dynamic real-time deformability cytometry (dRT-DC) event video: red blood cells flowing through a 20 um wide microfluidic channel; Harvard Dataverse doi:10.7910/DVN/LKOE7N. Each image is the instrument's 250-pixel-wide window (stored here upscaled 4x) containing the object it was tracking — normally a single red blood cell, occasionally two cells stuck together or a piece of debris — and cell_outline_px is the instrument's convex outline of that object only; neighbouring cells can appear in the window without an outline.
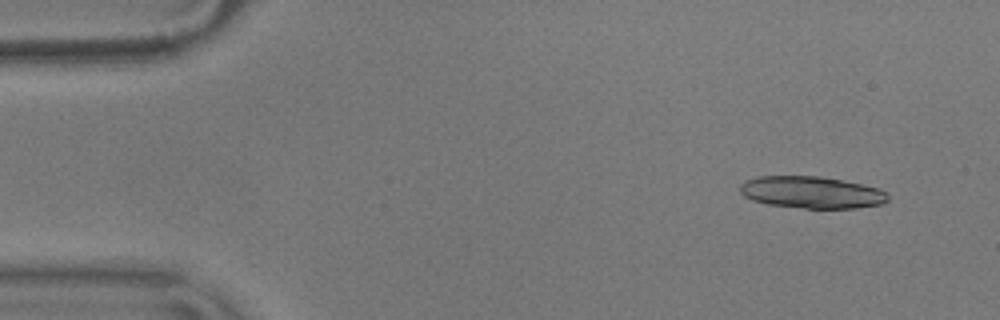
{"species": "common noctule bat (a hibernating species)", "species_latin": "Nyctalus noctula", "temperature_condition": "warm", "stored_images_in_passage": 52, "camera_frame_rate_fps": 3000, "um_per_image_px": 0.085, "animal": {"sex": "male", "body_mass_g": 17.9}, "frame": {"image": 1, "passage_image": 2, "time_ms": 0.333, "image_size_px": [1000, 320], "cell_outline_px": [[888, 200], [884, 204], [856, 208], [804, 208], [768, 204], [752, 200], [744, 196], [740, 192], [740, 184], [744, 180], [760, 176], [820, 176], [880, 188], [888, 192]], "centroid_in_image_um": [69.0, 16.35], "position_along_channel_um": 16.0, "area_um2": 27.63}}
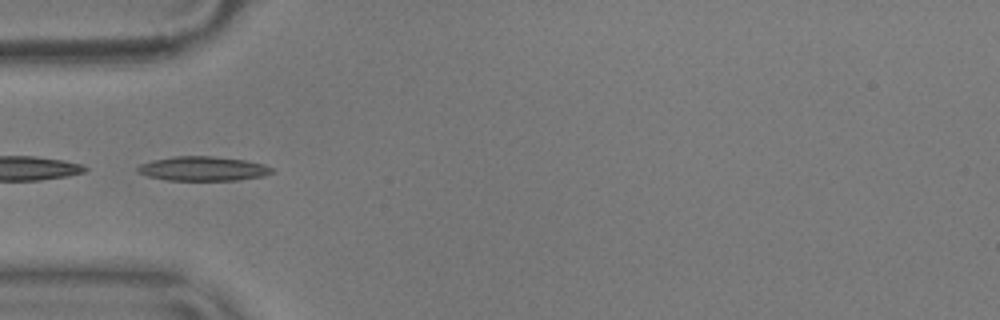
{"frame": {"image": 2, "passage_image": 15, "time_ms": 4.667, "image_size_px": [1000, 320], "cell_outline_px": [[276, 172], [264, 176], [236, 180], [164, 180], [148, 176], [136, 172], [136, 168], [140, 164], [152, 160], [176, 156], [212, 156], [244, 160], [264, 164], [272, 168]], "centroid_in_image_um": [17.25, 14.34], "position_along_channel_um": 67.8, "area_um2": 19.13}, "authors_computed_cell_mechanics": {"area_um2": 17.6001, "velocity_mm_per_s": 3.6236, "shape_relaxation_time_tau1_ms": 8.5123, "shape_relaxation_time_tau2_ms": 2.5751, "deformation_change_tau1": 0.2297, "deformation_change_tau2": 0.0984}}